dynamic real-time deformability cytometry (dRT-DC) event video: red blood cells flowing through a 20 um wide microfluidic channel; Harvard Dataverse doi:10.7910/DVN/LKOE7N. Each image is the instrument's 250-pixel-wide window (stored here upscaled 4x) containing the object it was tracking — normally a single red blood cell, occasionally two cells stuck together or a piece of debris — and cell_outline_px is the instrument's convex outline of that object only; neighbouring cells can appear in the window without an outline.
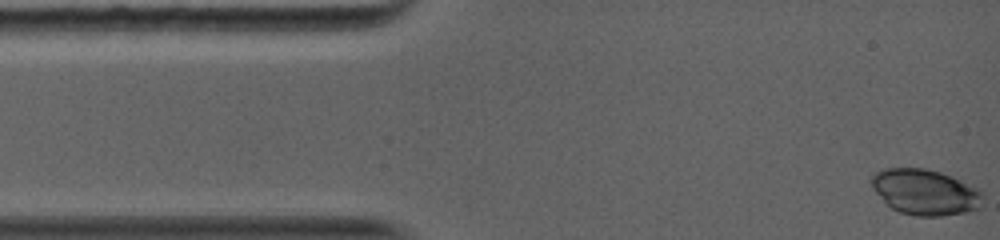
{"species": "common noctule bat (a hibernating species)", "species_latin": "Nyctalus noctula", "temperature_condition": "warm", "stored_images_in_passage": 28, "camera_frame_rate_fps": 5000, "um_per_image_px": 0.085, "animal": {"sex": "female", "body_mass_g": 19.0, "forearm_length_mm": 56.7}, "frame": {"image": 1, "passage_image": 1, "time_ms": 0.0, "image_size_px": [1000, 240], "cell_outline_px": [[980, 208], [964, 212], [940, 216], [916, 216], [900, 212], [892, 208], [876, 192], [872, 184], [872, 176], [876, 172], [888, 168], [924, 168], [940, 172], [976, 188], [980, 192]], "centroid_in_image_um": [78.6, 16.33], "position_along_channel_um": 6.4, "area_um2": 28.84}}
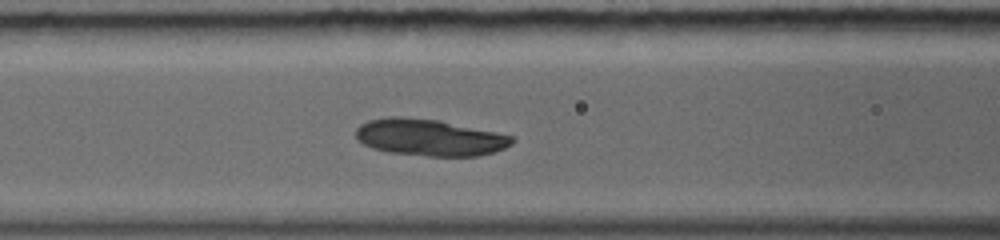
{"frame": {"image": 2, "passage_image": 12, "time_ms": 4.8, "image_size_px": [1000, 240], "cell_outline_px": [[516, 140], [512, 144], [504, 148], [480, 156], [428, 156], [388, 152], [372, 148], [356, 140], [356, 128], [360, 124], [368, 120], [392, 116], [404, 116], [440, 120], [496, 132], [512, 136]], "centroid_in_image_um": [36.49, 11.68], "position_along_channel_um": 130.1, "area_um2": 33.64}}
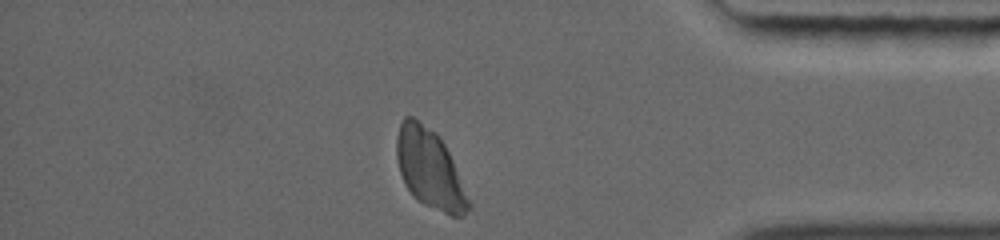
{"frame": {"image": 3, "passage_image": 28, "time_ms": 11.8, "image_size_px": [1000, 240], "cell_outline_px": [[472, 204], [464, 216], [452, 216], [424, 204], [416, 200], [412, 196], [404, 184], [400, 172], [396, 156], [396, 136], [400, 124], [404, 116], [412, 116], [436, 132], [440, 136], [452, 160]], "centroid_in_image_um": [36.51, 14.36], "position_along_channel_um": 398.7, "area_um2": 33.18}}